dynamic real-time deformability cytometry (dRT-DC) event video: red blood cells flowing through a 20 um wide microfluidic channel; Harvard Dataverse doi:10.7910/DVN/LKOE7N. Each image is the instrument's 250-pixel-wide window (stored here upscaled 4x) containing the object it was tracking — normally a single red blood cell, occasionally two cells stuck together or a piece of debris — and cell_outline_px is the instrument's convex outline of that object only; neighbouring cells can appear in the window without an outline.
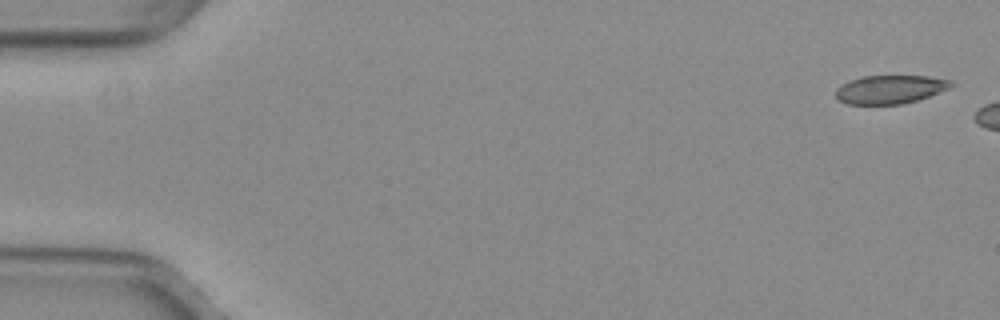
{"species": "common noctule bat (a hibernating species)", "species_latin": "Nyctalus noctula", "temperature_condition": "warm", "stored_images_in_passage": 6, "camera_frame_rate_fps": 3000, "um_per_image_px": 0.085, "animal": {"sex": "female", "body_mass_g": 29.2, "forearm_length_mm": 56.3}, "frame": {"image": 1, "passage_image": 1, "time_ms": 0.0, "image_size_px": [1000, 320], "cell_outline_px": [[956, 84], [948, 88], [928, 96], [904, 104], [848, 104], [840, 100], [836, 96], [836, 88], [848, 80], [864, 76], [928, 76], [952, 80]], "centroid_in_image_um": [75.66, 7.59], "position_along_channel_um": 9.3, "area_um2": 19.07}}